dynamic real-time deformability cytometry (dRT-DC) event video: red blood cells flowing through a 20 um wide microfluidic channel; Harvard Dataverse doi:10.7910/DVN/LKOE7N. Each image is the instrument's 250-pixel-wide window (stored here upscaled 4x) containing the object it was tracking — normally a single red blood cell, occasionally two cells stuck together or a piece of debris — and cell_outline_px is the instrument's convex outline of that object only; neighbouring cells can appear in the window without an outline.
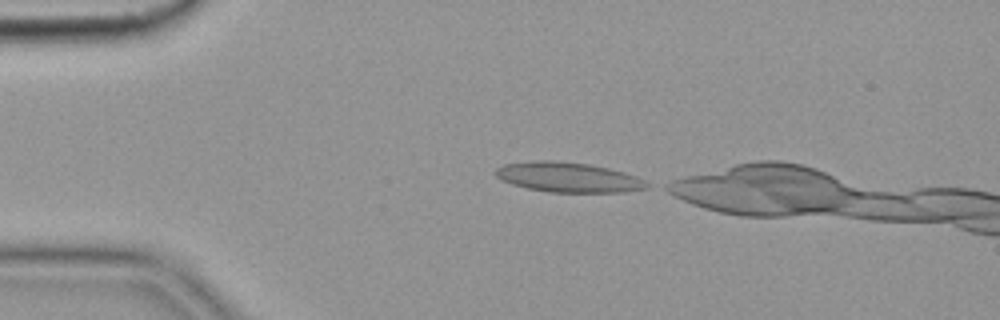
{"species": "common noctule bat (a hibernating species)", "species_latin": "Nyctalus noctula", "temperature_condition": "cold", "stored_images_in_passage": 34, "camera_frame_rate_fps": 3000, "um_per_image_px": 0.085, "animal": {"sex": "female", "body_mass_g": 19.9}, "frame": {"image": 1, "passage_image": 1, "time_ms": 0.0, "image_size_px": [1000, 320], "cell_outline_px": [[652, 184], [648, 188], [620, 192], [548, 192], [528, 188], [512, 184], [500, 180], [496, 176], [496, 168], [504, 164], [540, 160], [548, 160], [588, 164], [608, 168], [624, 172], [636, 176]], "centroid_in_image_um": [48.32, 15.07], "position_along_channel_um": 36.7, "area_um2": 26.24}}
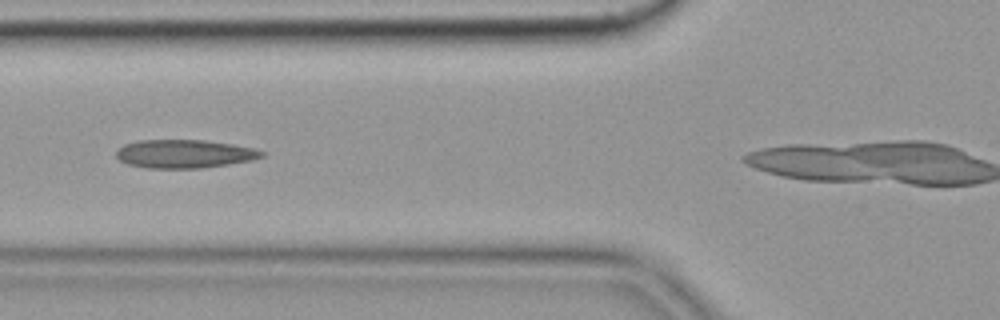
{"frame": {"image": 2, "passage_image": 10, "time_ms": 3.0, "image_size_px": [1000, 320], "cell_outline_px": [[264, 156], [252, 160], [228, 164], [200, 168], [148, 168], [128, 164], [120, 160], [116, 156], [116, 152], [124, 144], [140, 140], [204, 140], [232, 144], [252, 148], [264, 152]], "centroid_in_image_um": [15.66, 13.07], "position_along_channel_um": 110.1, "area_um2": 23.87}}